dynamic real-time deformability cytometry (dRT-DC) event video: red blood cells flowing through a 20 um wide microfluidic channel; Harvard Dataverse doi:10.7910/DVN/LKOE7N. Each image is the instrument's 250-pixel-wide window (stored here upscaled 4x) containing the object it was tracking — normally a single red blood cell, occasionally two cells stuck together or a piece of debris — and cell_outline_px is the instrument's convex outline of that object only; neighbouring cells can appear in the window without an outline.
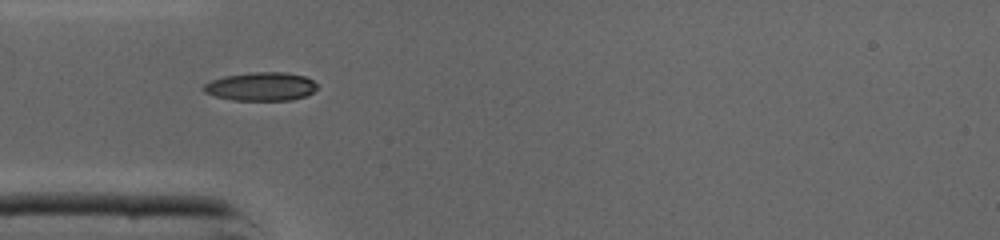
{"species": "common noctule bat (a hibernating species)", "species_latin": "Nyctalus noctula", "temperature_condition": "cold", "stored_images_in_passage": 33, "camera_frame_rate_fps": 3000, "um_per_image_px": 0.085, "animal": {"sex": "male", "body_mass_g": 19.0, "forearm_length_mm": 50.8}, "frame": {"image": 1, "passage_image": 1, "time_ms": 0.0, "image_size_px": [1000, 240], "cell_outline_px": [[316, 88], [312, 92], [304, 96], [292, 100], [232, 100], [216, 96], [204, 92], [200, 88], [204, 84], [212, 80], [224, 76], [252, 72], [288, 72], [304, 76], [312, 80], [316, 84]], "centroid_in_image_um": [22.15, 7.35], "position_along_channel_um": 62.8, "area_um2": 18.84}}
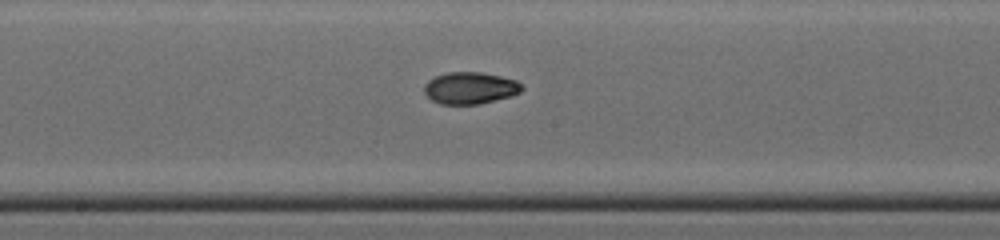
{"frame": {"image": 2, "passage_image": 11, "time_ms": 3.333, "image_size_px": [1000, 240], "cell_outline_px": [[524, 88], [520, 92], [508, 96], [480, 104], [440, 104], [432, 100], [424, 92], [424, 84], [428, 80], [436, 76], [448, 72], [480, 72], [500, 76], [516, 80]], "centroid_in_image_um": [39.93, 7.48], "position_along_channel_um": 208.3, "area_um2": 17.98}}
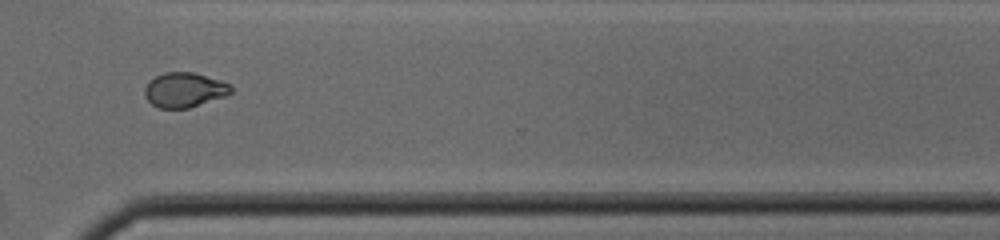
{"frame": {"image": 3, "passage_image": 21, "time_ms": 6.667, "image_size_px": [1000, 240], "cell_outline_px": [[232, 92], [224, 96], [188, 108], [160, 108], [152, 104], [144, 96], [144, 88], [156, 76], [164, 72], [192, 72], [220, 80], [232, 84]], "centroid_in_image_um": [15.68, 7.64], "position_along_channel_um": 354.9, "area_um2": 17.28}, "authors_computed_cell_mechanics": {"area_um2": 18.2648, "velocity_mm_per_s": 4.3808, "shape_relaxation_time_tau1_ms": 2.5777, "shape_relaxation_time_tau2_ms": 2.3078, "deformation_change_tau1": 0.1554, "deformation_change_tau2": 0.0557}}